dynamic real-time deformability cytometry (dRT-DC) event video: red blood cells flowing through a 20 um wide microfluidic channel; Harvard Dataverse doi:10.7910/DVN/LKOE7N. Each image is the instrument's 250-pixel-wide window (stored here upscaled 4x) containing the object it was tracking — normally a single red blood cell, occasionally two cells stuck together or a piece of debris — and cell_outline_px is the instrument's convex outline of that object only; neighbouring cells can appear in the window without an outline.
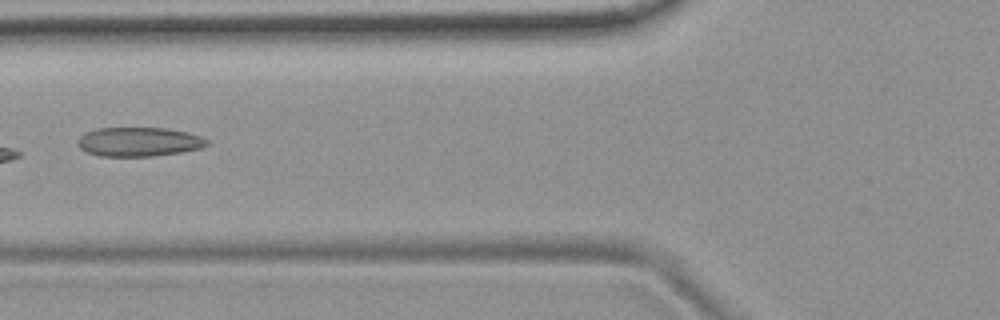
{"species": "common noctule bat (a hibernating species)", "species_latin": "Nyctalus noctula", "temperature_condition": "room temperature", "stored_images_in_passage": 6, "camera_frame_rate_fps": 3000, "um_per_image_px": 0.085, "animal": {"sex": "female", "body_mass_g": 19.9}, "frame": {"image": 1, "passage_image": 6, "time_ms": 5.667, "image_size_px": [1000, 320], "cell_outline_px": [[208, 144], [200, 148], [180, 152], [152, 156], [100, 156], [88, 152], [80, 148], [76, 144], [80, 136], [84, 132], [96, 128], [164, 128], [188, 132], [200, 136], [208, 140]], "centroid_in_image_um": [11.77, 12.05], "position_along_channel_um": 114.0, "area_um2": 21.91}}